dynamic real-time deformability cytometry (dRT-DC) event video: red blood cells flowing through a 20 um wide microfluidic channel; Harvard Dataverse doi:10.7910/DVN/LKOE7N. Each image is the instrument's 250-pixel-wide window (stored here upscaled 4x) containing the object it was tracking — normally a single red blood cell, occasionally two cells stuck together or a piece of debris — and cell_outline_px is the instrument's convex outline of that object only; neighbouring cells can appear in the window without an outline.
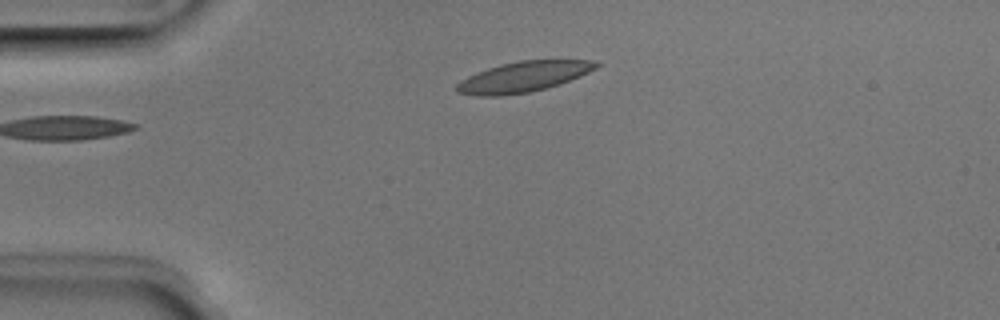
{"species": "Egyptian fruit bat (a non-hibernating species)", "species_latin": "Rousettus aegyptiacus", "temperature_condition": "room temperature", "stored_images_in_passage": 2, "camera_frame_rate_fps": 3000, "um_per_image_px": 0.085, "animal": {"sex": "male"}, "frame": {"image": 1, "passage_image": 1, "time_ms": 0.0, "image_size_px": [1000, 320], "cell_outline_px": [[600, 64], [596, 68], [580, 76], [560, 84], [528, 92], [500, 96], [476, 96], [456, 92], [456, 84], [460, 80], [476, 72], [500, 64], [520, 60], [592, 60]], "centroid_in_image_um": [44.45, 6.53], "position_along_channel_um": 40.6, "area_um2": 24.68}}